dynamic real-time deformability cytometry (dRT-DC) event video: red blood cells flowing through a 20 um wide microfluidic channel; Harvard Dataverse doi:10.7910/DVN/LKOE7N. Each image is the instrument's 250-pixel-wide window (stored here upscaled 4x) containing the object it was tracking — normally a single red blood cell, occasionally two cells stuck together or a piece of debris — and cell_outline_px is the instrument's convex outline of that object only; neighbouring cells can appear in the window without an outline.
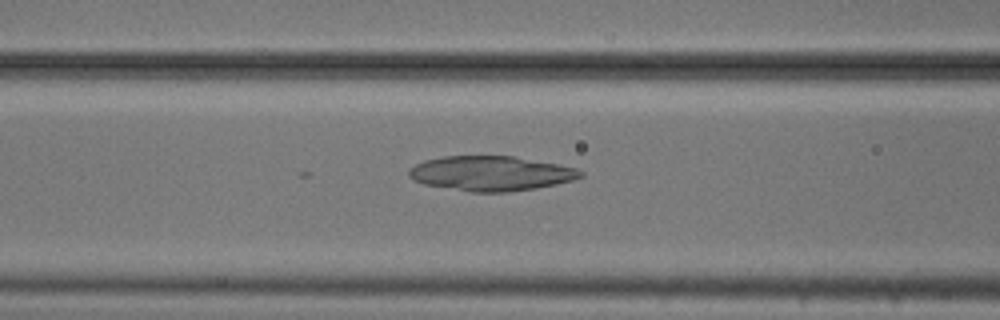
{"species": "common noctule bat (a hibernating species)", "species_latin": "Nyctalus noctula", "temperature_condition": "cold", "stored_images_in_passage": 19, "camera_frame_rate_fps": 3000, "um_per_image_px": 0.085, "animal": {"sex": "male", "body_mass_g": 20.5, "forearm_length_mm": 52.5}, "frame": {"image": 1, "passage_image": 10, "time_ms": 3.0, "image_size_px": [1000, 320], "cell_outline_px": [[584, 176], [572, 180], [556, 184], [536, 188], [508, 192], [472, 192], [424, 184], [408, 176], [408, 168], [424, 160], [444, 156], [516, 156], [560, 164], [576, 168], [584, 172]], "centroid_in_image_um": [41.75, 14.73], "position_along_channel_um": 124.8, "area_um2": 34.91}}
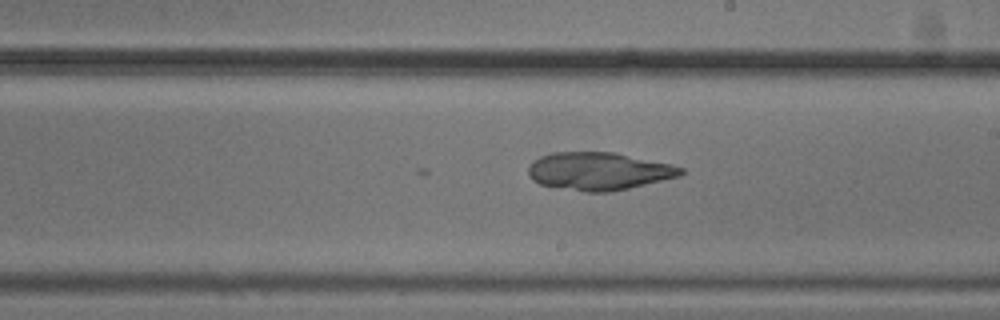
{"frame": {"image": 2, "passage_image": 19, "time_ms": 6.0, "image_size_px": [1000, 320], "cell_outline_px": [[684, 172], [680, 176], [612, 192], [588, 192], [540, 184], [532, 180], [528, 172], [528, 168], [532, 160], [540, 156], [552, 152], [616, 152], [672, 164], [684, 168]], "centroid_in_image_um": [50.91, 14.54], "position_along_channel_um": 238.1, "area_um2": 33.7}}